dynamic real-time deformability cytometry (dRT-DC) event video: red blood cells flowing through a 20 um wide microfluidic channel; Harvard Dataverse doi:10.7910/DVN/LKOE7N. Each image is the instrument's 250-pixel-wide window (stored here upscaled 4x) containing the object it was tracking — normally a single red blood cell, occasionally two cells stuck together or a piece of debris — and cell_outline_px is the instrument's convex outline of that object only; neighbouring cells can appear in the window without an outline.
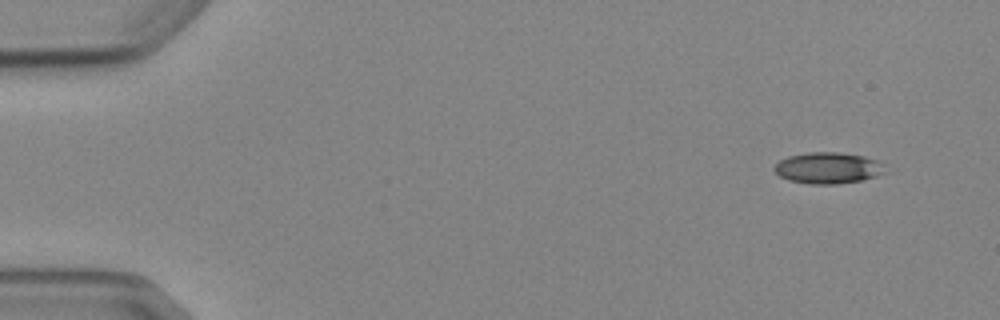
{"species": "Egyptian fruit bat (a non-hibernating species)", "species_latin": "Rousettus aegyptiacus", "temperature_condition": "cold", "stored_images_in_passage": 5, "camera_frame_rate_fps": 3000, "um_per_image_px": 0.085, "animal": {"sex": "female"}, "frame": {"image": 1, "passage_image": 1, "time_ms": 0.0, "image_size_px": [1000, 320], "cell_outline_px": [[892, 172], [860, 180], [836, 184], [808, 184], [788, 180], [780, 176], [772, 168], [780, 160], [788, 156], [808, 152], [840, 152], [864, 156], [876, 160]], "centroid_in_image_um": [70.41, 14.28], "position_along_channel_um": 14.6, "area_um2": 20.4}}
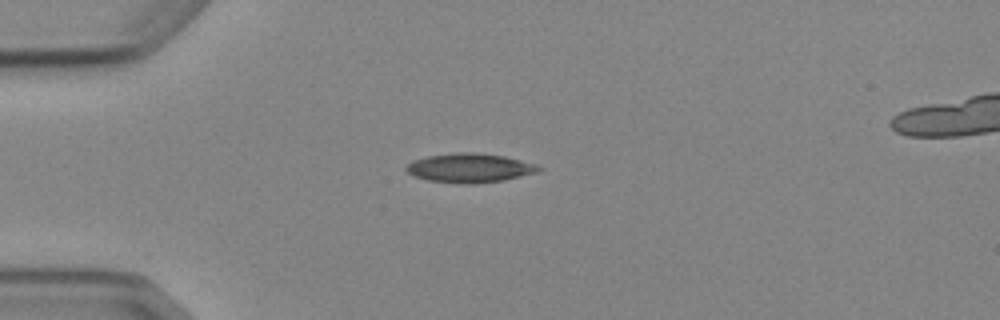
{"frame": {"image": 2, "passage_image": 4, "time_ms": 3.333, "image_size_px": [1000, 320], "cell_outline_px": [[544, 168], [540, 172], [504, 180], [472, 184], [468, 184], [428, 180], [412, 176], [404, 168], [412, 160], [428, 156], [456, 152], [472, 152], [504, 156], [536, 164]], "centroid_in_image_um": [39.94, 14.27], "position_along_channel_um": 45.1, "area_um2": 22.54}}